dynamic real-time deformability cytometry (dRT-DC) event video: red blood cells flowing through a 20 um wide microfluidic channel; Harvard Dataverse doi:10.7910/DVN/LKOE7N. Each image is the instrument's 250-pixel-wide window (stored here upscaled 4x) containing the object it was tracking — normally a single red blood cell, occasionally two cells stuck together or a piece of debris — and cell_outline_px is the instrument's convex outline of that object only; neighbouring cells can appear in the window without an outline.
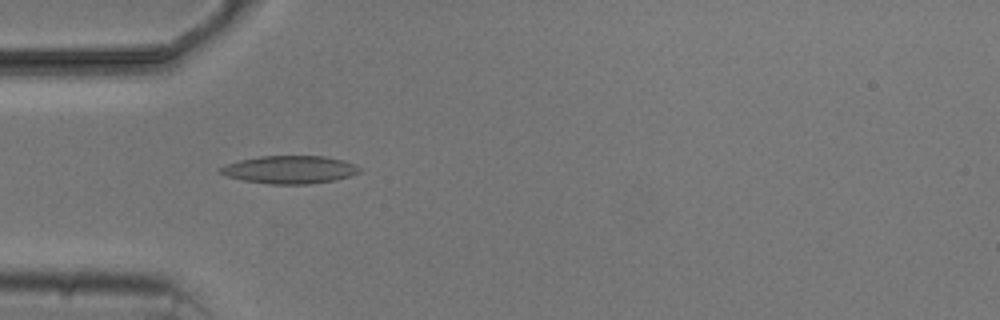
{"species": "common noctule bat (a hibernating species)", "species_latin": "Nyctalus noctula", "temperature_condition": "cold", "stored_images_in_passage": 5, "camera_frame_rate_fps": 3000, "um_per_image_px": 0.085, "animal": {"sex": "male", "body_mass_g": 20.5, "forearm_length_mm": 52.5}, "frame": {"image": 1, "passage_image": 4, "time_ms": 3.667, "image_size_px": [1000, 320], "cell_outline_px": [[360, 172], [348, 176], [332, 180], [308, 184], [268, 184], [244, 180], [228, 176], [216, 172], [216, 168], [240, 160], [260, 156], [324, 156], [344, 160], [360, 168]], "centroid_in_image_um": [24.57, 14.41], "position_along_channel_um": 60.4, "area_um2": 22.43}}
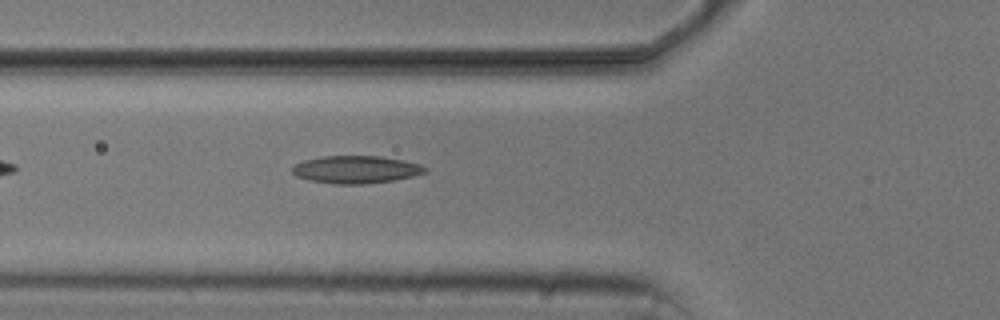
{"frame": {"image": 2, "passage_image": 5, "time_ms": 4.667, "image_size_px": [1000, 320], "cell_outline_px": [[428, 172], [412, 176], [392, 180], [368, 184], [332, 184], [312, 180], [296, 176], [292, 172], [292, 168], [296, 164], [304, 160], [324, 156], [380, 156], [404, 160], [420, 164], [428, 168]], "centroid_in_image_um": [30.29, 14.41], "position_along_channel_um": 95.5, "area_um2": 21.33}}